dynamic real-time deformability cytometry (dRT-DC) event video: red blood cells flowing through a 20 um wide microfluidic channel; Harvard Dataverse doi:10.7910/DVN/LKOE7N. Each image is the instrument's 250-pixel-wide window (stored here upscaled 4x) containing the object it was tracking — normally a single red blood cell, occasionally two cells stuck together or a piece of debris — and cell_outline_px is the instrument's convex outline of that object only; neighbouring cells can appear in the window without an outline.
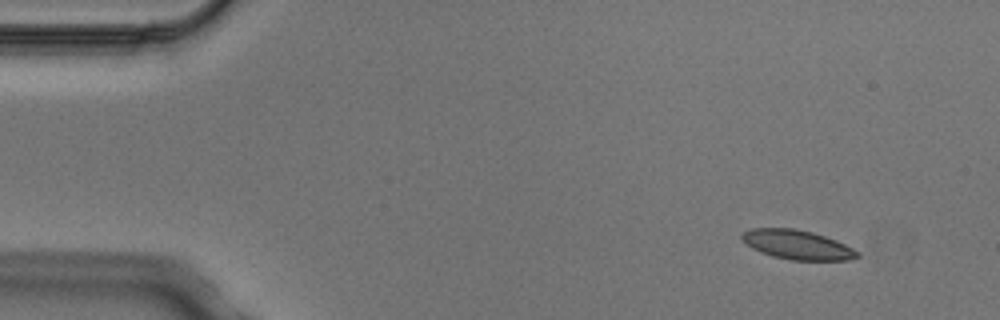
{"species": "Egyptian fruit bat (a non-hibernating species)", "species_latin": "Rousettus aegyptiacus", "temperature_condition": "cold", "stored_images_in_passage": 4, "camera_frame_rate_fps": 3000, "um_per_image_px": 0.085, "animal": {"sex": "male"}, "frame": {"image": 1, "passage_image": 2, "time_ms": 0.333, "image_size_px": [1000, 320], "cell_outline_px": [[860, 256], [852, 260], [792, 260], [772, 256], [760, 252], [752, 248], [740, 240], [740, 236], [744, 232], [752, 228], [792, 228], [812, 232], [836, 240], [860, 252]], "centroid_in_image_um": [67.76, 20.81], "position_along_channel_um": 17.2, "area_um2": 19.77}}
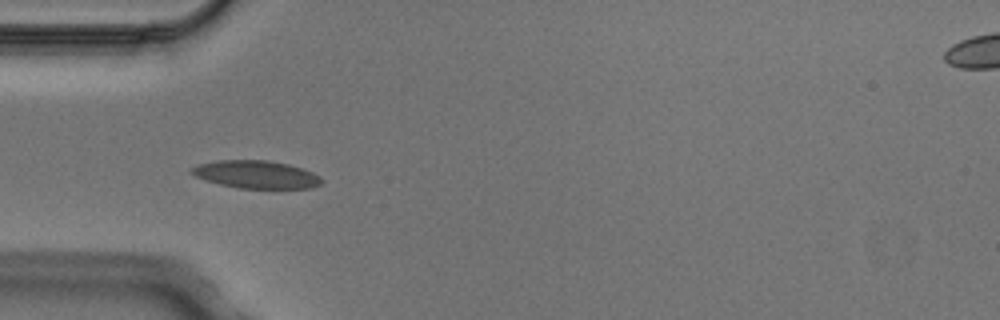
{"frame": {"image": 2, "passage_image": 4, "time_ms": 1.0, "image_size_px": [1000, 320], "cell_outline_px": [[324, 180], [320, 184], [312, 188], [236, 188], [220, 184], [196, 176], [188, 172], [196, 164], [216, 160], [268, 160], [288, 164], [312, 172], [320, 176]], "centroid_in_image_um": [21.76, 14.82], "position_along_channel_um": 63.2, "area_um2": 21.04}}